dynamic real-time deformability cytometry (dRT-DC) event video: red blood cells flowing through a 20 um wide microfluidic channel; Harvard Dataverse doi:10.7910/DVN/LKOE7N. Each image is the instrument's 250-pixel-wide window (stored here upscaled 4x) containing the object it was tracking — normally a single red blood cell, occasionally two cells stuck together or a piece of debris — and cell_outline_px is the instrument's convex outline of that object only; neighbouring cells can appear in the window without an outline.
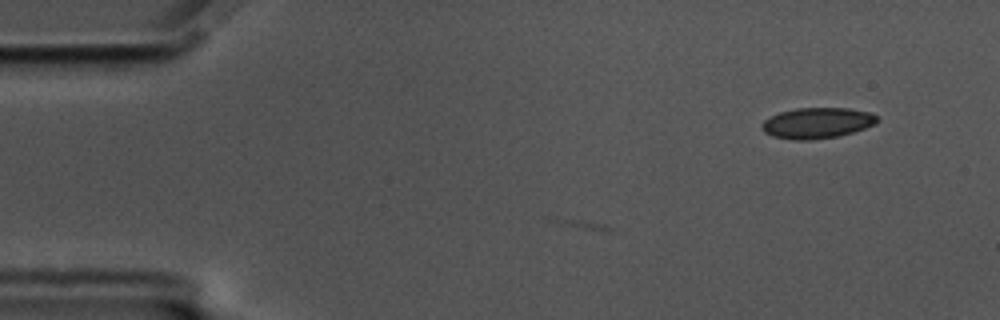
{"species": "common noctule bat (a hibernating species)", "species_latin": "Nyctalus noctula", "temperature_condition": "cold", "stored_images_in_passage": 6, "camera_frame_rate_fps": 3000, "um_per_image_px": 0.085, "animal": {"sex": "male", "body_mass_g": 17.5, "forearm_length_mm": 52.3}, "frame": {"image": 1, "passage_image": 1, "time_ms": 0.0, "image_size_px": [1000, 320], "cell_outline_px": [[880, 120], [876, 124], [840, 136], [812, 140], [792, 140], [772, 136], [764, 132], [760, 128], [760, 124], [764, 120], [780, 112], [796, 108], [848, 108], [868, 112], [876, 116]], "centroid_in_image_um": [69.43, 10.46], "position_along_channel_um": 15.6, "area_um2": 20.81}}